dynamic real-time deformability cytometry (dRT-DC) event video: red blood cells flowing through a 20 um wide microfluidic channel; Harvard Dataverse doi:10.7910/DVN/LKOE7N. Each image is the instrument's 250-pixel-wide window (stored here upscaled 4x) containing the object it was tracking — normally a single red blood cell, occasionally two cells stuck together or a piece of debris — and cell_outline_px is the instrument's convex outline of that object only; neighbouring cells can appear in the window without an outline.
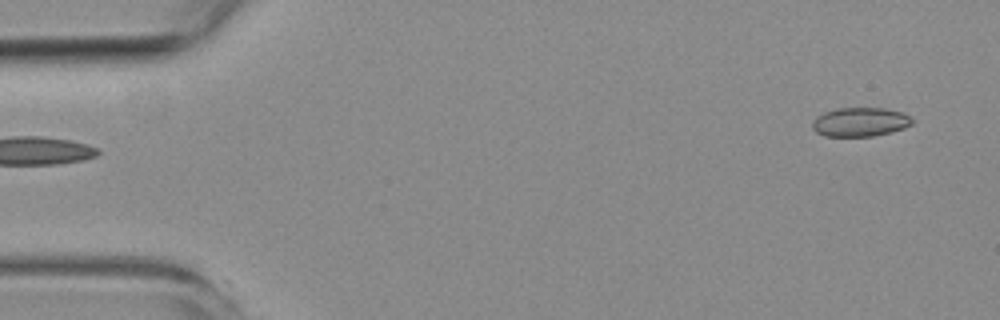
{"species": "common noctule bat (a hibernating species)", "species_latin": "Nyctalus noctula", "temperature_condition": "room temperature", "stored_images_in_passage": 4, "camera_frame_rate_fps": 3000, "um_per_image_px": 0.085, "animal": {"sex": "female", "body_mass_g": 19.3, "forearm_length_mm": 54.1}, "frame": {"image": 1, "passage_image": 1, "time_ms": 0.0, "image_size_px": [1000, 320], "cell_outline_px": [[912, 124], [904, 128], [892, 132], [872, 136], [824, 136], [816, 132], [812, 128], [812, 124], [816, 116], [824, 112], [840, 108], [884, 108], [900, 112], [908, 116], [912, 120]], "centroid_in_image_um": [73.09, 10.37], "position_along_channel_um": 11.9, "area_um2": 16.76}}
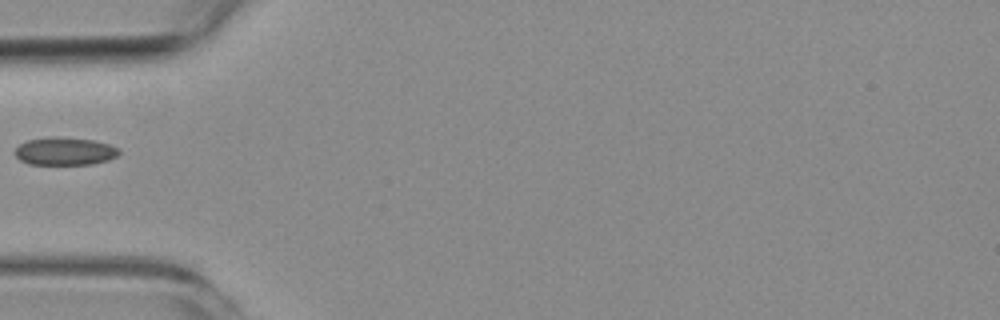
{"frame": {"image": 2, "passage_image": 4, "time_ms": 5.0, "image_size_px": [1000, 320], "cell_outline_px": [[120, 152], [116, 156], [108, 160], [92, 164], [28, 164], [20, 160], [16, 156], [16, 148], [20, 144], [28, 140], [52, 136], [56, 136], [92, 140], [108, 144], [120, 148]], "centroid_in_image_um": [5.52, 12.85], "position_along_channel_um": 79.5, "area_um2": 16.82}}